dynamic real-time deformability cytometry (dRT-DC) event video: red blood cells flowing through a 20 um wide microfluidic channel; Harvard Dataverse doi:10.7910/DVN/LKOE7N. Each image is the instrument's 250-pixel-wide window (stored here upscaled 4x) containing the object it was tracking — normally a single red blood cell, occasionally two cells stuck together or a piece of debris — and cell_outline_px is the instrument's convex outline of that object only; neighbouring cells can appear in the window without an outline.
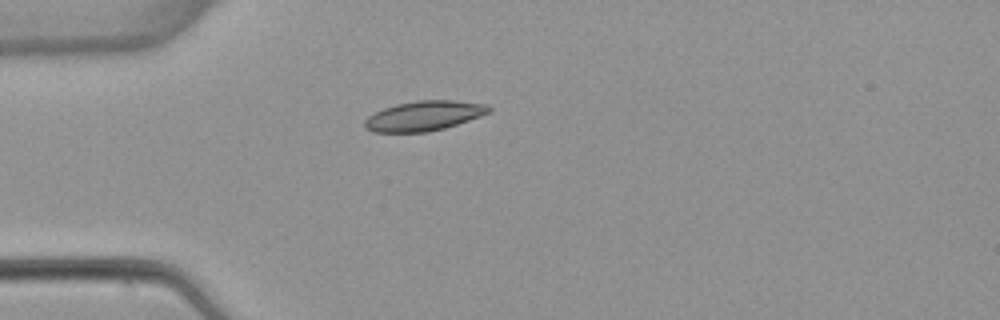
{"species": "common noctule bat (a hibernating species)", "species_latin": "Nyctalus noctula", "temperature_condition": "warm", "stored_images_in_passage": 1, "camera_frame_rate_fps": 3000, "um_per_image_px": 0.085, "animal": {"sex": "female", "body_mass_g": 22.7, "forearm_length_mm": 54.2}, "frame": {"image": 1, "passage_image": 1, "time_ms": 0.0, "image_size_px": [1000, 320], "cell_outline_px": [[492, 112], [444, 128], [428, 132], [372, 132], [364, 128], [364, 120], [368, 116], [384, 108], [396, 104], [416, 100], [452, 100], [488, 104], [492, 108]], "centroid_in_image_um": [36.04, 9.84], "position_along_channel_um": 49.0, "area_um2": 21.68}}